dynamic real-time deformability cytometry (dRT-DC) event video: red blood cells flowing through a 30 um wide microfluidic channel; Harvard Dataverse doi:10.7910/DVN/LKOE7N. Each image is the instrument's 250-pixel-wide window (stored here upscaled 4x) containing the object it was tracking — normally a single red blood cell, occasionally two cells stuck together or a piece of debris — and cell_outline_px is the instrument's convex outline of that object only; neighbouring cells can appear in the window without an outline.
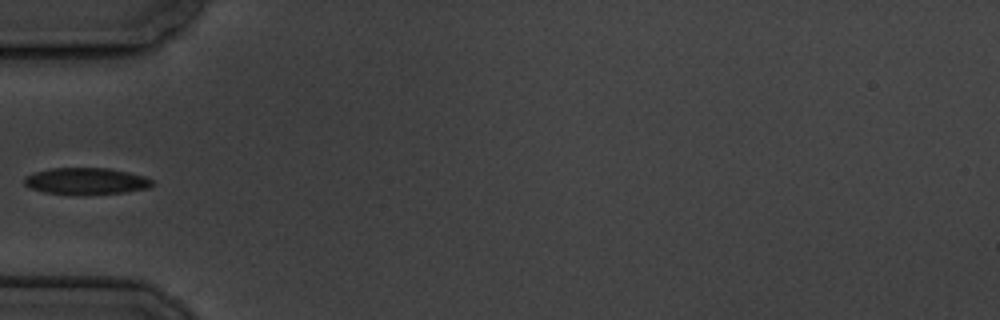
{"species": "common noctule bat (a hibernating species)", "species_latin": "Nyctalus noctula", "temperature_condition": "cold", "stored_images_in_passage": 10, "camera_frame_rate_fps": 3000, "um_per_image_px": 0.085, "animal": {"sex": "male", "body_mass_g": 19.5, "forearm_length_mm": 54.6}, "frame": {"image": 1, "passage_image": 6, "time_ms": 5.667, "image_size_px": [1000, 320], "cell_outline_px": [[152, 184], [148, 188], [124, 192], [44, 192], [32, 188], [24, 184], [24, 176], [36, 172], [52, 168], [108, 168], [128, 172], [144, 176], [152, 180]], "centroid_in_image_um": [7.32, 15.35], "position_along_channel_um": 77.7, "area_um2": 18.84}}
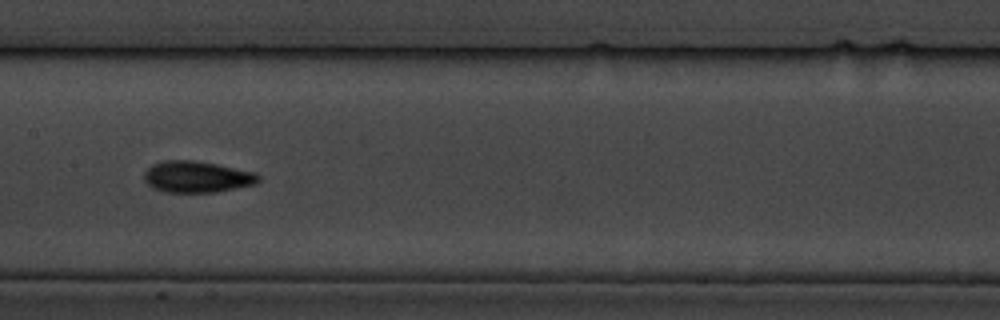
{"frame": {"image": 2, "passage_image": 9, "time_ms": 9.0, "image_size_px": [1000, 320], "cell_outline_px": [[260, 180], [256, 184], [216, 192], [164, 192], [152, 188], [144, 180], [144, 172], [152, 164], [164, 160], [192, 160], [216, 164], [256, 172], [260, 176]], "centroid_in_image_um": [16.73, 15.03], "position_along_channel_um": 190.7, "area_um2": 21.04}}
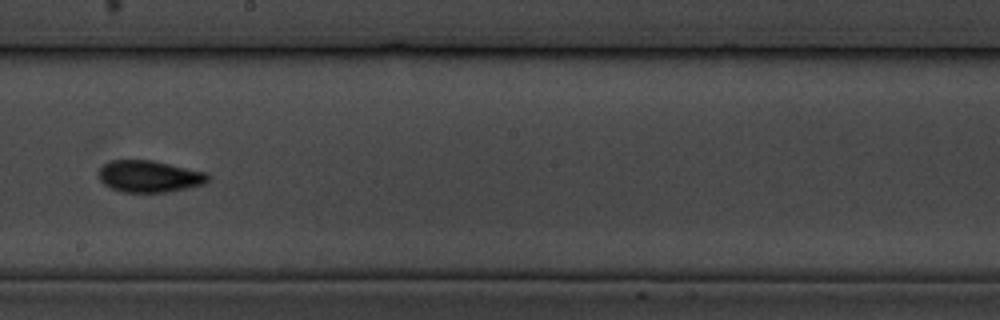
{"frame": {"image": 3, "passage_image": 10, "time_ms": 10.333, "image_size_px": [1000, 320], "cell_outline_px": [[212, 176], [204, 184], [168, 192], [120, 192], [104, 184], [100, 180], [96, 172], [104, 164], [112, 160], [152, 160], [208, 172]], "centroid_in_image_um": [12.7, 14.99], "position_along_channel_um": 235.5, "area_um2": 20.46}}